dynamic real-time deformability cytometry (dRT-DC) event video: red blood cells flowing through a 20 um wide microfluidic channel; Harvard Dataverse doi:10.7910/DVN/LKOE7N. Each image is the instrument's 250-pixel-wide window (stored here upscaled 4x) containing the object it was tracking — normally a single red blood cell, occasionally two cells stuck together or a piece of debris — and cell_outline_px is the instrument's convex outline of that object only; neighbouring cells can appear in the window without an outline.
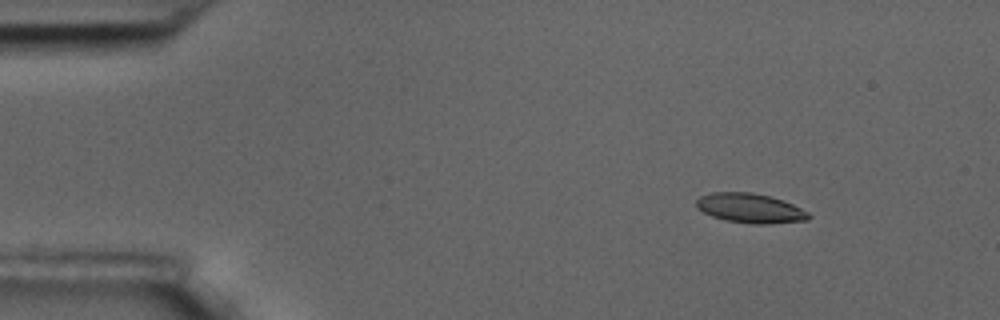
{"species": "common noctule bat (a hibernating species)", "species_latin": "Nyctalus noctula", "temperature_condition": "room temperature", "stored_images_in_passage": 6, "camera_frame_rate_fps": 3000, "um_per_image_px": 0.085, "animal": {"sex": "male", "body_mass_g": 17.5, "forearm_length_mm": 52.3}, "frame": {"image": 1, "passage_image": 3, "time_ms": 0.667, "image_size_px": [1000, 320], "cell_outline_px": [[812, 216], [808, 220], [768, 224], [752, 224], [724, 220], [712, 216], [696, 208], [696, 200], [700, 196], [712, 192], [752, 192], [768, 196], [792, 204], [808, 212]], "centroid_in_image_um": [63.74, 17.7], "position_along_channel_um": 21.3, "area_um2": 19.31}}
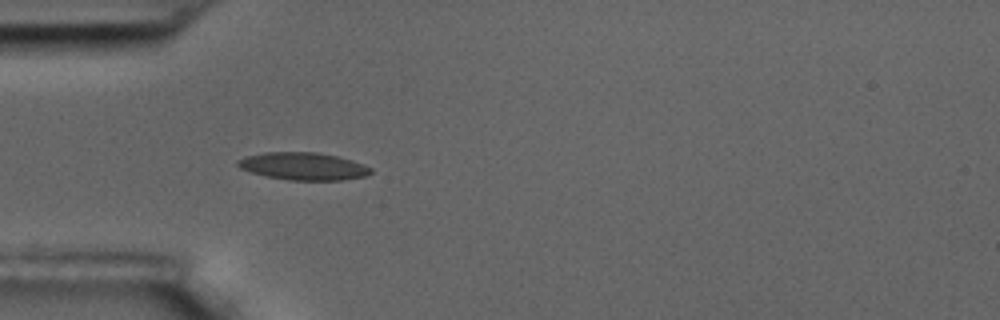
{"frame": {"image": 2, "passage_image": 6, "time_ms": 1.667, "image_size_px": [1000, 320], "cell_outline_px": [[372, 172], [364, 176], [340, 180], [288, 180], [268, 176], [252, 172], [240, 168], [236, 164], [236, 160], [248, 156], [264, 152], [316, 152], [336, 156], [352, 160], [364, 164], [372, 168]], "centroid_in_image_um": [25.78, 14.12], "position_along_channel_um": 59.2, "area_um2": 21.15}}